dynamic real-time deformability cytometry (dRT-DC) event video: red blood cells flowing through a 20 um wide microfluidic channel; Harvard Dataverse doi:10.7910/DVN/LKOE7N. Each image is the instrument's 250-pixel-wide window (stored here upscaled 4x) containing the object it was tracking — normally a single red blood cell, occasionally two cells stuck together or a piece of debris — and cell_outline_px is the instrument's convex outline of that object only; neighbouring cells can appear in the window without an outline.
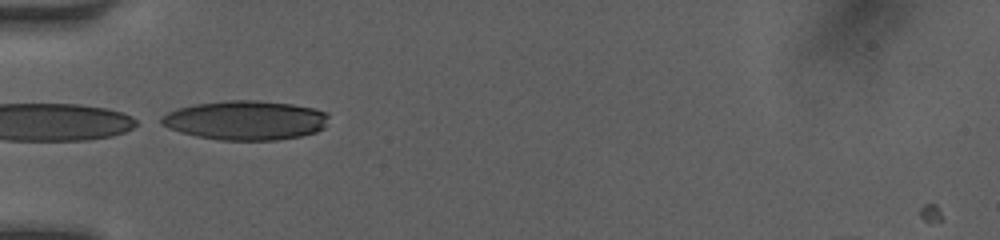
{"species": "human", "species_latin": "Homo sapiens", "temperature_condition": "room temperature", "stored_images_in_passage": 12, "camera_frame_rate_fps": 3000, "um_per_image_px": 0.085, "donor": {"sex": "female"}, "frame": {"image": 1, "passage_image": 1, "time_ms": 0.0, "image_size_px": [1000, 240], "cell_outline_px": [[328, 116], [324, 128], [316, 132], [300, 136], [276, 140], [220, 140], [196, 136], [180, 132], [168, 128], [160, 124], [160, 116], [176, 108], [196, 104], [228, 100], [260, 100], [292, 104], [316, 108], [324, 112]], "centroid_in_image_um": [20.84, 10.22], "position_along_channel_um": 64.2, "area_um2": 38.49}}
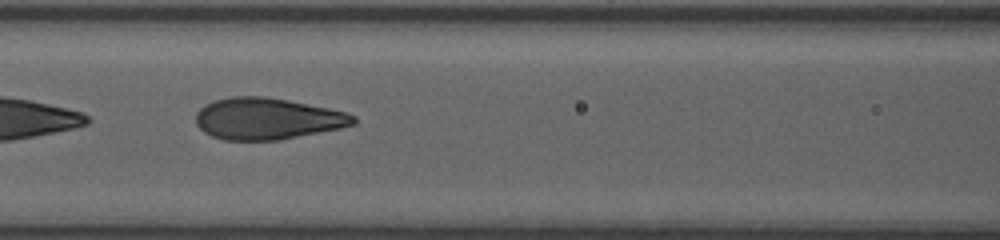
{"frame": {"image": 2, "passage_image": 7, "time_ms": 2.0, "image_size_px": [1000, 240], "cell_outline_px": [[356, 124], [340, 128], [280, 140], [224, 140], [212, 136], [204, 132], [196, 124], [196, 112], [204, 104], [212, 100], [232, 96], [264, 96], [288, 100], [348, 112], [356, 116]], "centroid_in_image_um": [22.71, 10.08], "position_along_channel_um": 143.9, "area_um2": 38.38}}
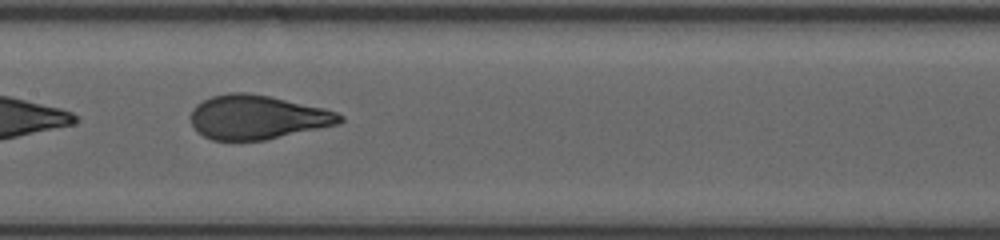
{"frame": {"image": 3, "passage_image": 10, "time_ms": 3.0, "image_size_px": [1000, 240], "cell_outline_px": [[344, 120], [340, 124], [264, 140], [212, 140], [204, 136], [192, 124], [188, 116], [192, 108], [196, 104], [212, 96], [228, 92], [248, 92], [268, 96], [324, 108], [336, 112], [344, 116]], "centroid_in_image_um": [21.86, 9.95], "position_along_channel_um": 185.5, "area_um2": 38.32}}